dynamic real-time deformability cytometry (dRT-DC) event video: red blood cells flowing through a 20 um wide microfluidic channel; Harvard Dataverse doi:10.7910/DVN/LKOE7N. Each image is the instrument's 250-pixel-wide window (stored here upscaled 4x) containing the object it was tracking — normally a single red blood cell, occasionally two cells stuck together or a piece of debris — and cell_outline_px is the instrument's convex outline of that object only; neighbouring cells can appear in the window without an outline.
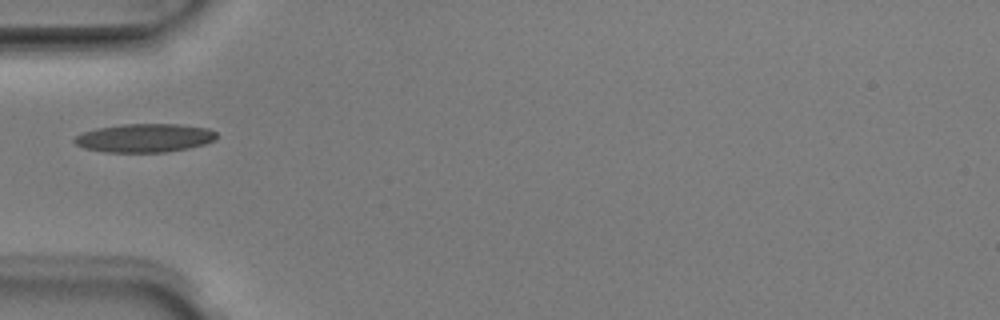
{"species": "Egyptian fruit bat (a non-hibernating species)", "species_latin": "Rousettus aegyptiacus", "temperature_condition": "room temperature", "stored_images_in_passage": 35, "camera_frame_rate_fps": 3000, "um_per_image_px": 0.085, "animal": {"sex": "male"}, "frame": {"image": 1, "passage_image": 1, "time_ms": 0.0, "image_size_px": [1000, 320], "cell_outline_px": [[216, 140], [204, 144], [188, 148], [164, 152], [104, 152], [84, 148], [76, 144], [72, 140], [76, 136], [84, 132], [96, 128], [124, 124], [180, 124], [208, 128], [216, 132]], "centroid_in_image_um": [12.29, 11.72], "position_along_channel_um": 72.7, "area_um2": 23.64}}
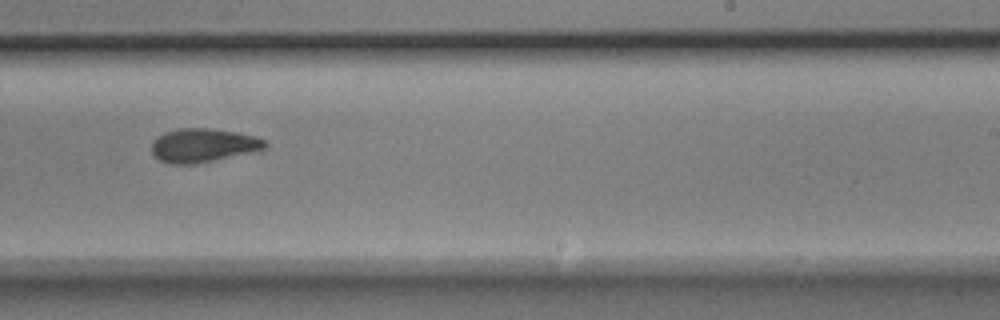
{"frame": {"image": 2, "passage_image": 16, "time_ms": 5.0, "image_size_px": [1000, 320], "cell_outline_px": [[268, 144], [264, 148], [252, 152], [196, 164], [168, 164], [160, 160], [152, 152], [152, 140], [156, 136], [164, 132], [176, 128], [212, 128], [236, 132], [252, 136], [264, 140]], "centroid_in_image_um": [17.21, 12.35], "position_along_channel_um": 271.8, "area_um2": 22.31}}
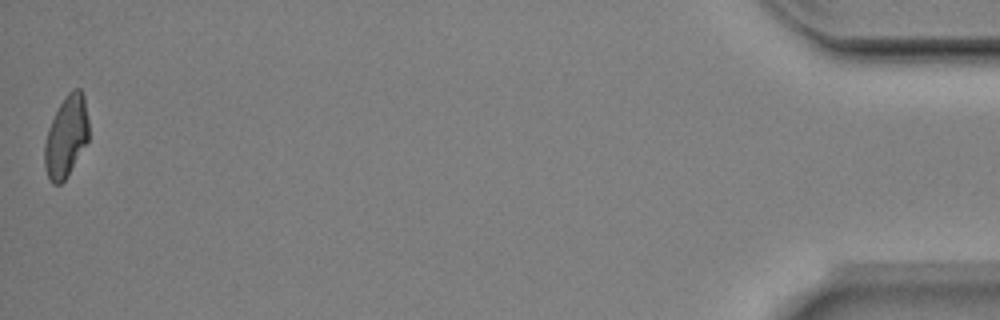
{"frame": {"image": 3, "passage_image": 35, "time_ms": 11.333, "image_size_px": [1000, 320], "cell_outline_px": [[88, 140], [64, 180], [60, 184], [52, 184], [48, 176], [44, 164], [44, 144], [48, 128], [60, 104], [68, 92], [72, 88], [80, 88], [84, 96], [88, 120]], "centroid_in_image_um": [5.62, 11.58], "position_along_channel_um": 429.6, "area_um2": 20.63}}